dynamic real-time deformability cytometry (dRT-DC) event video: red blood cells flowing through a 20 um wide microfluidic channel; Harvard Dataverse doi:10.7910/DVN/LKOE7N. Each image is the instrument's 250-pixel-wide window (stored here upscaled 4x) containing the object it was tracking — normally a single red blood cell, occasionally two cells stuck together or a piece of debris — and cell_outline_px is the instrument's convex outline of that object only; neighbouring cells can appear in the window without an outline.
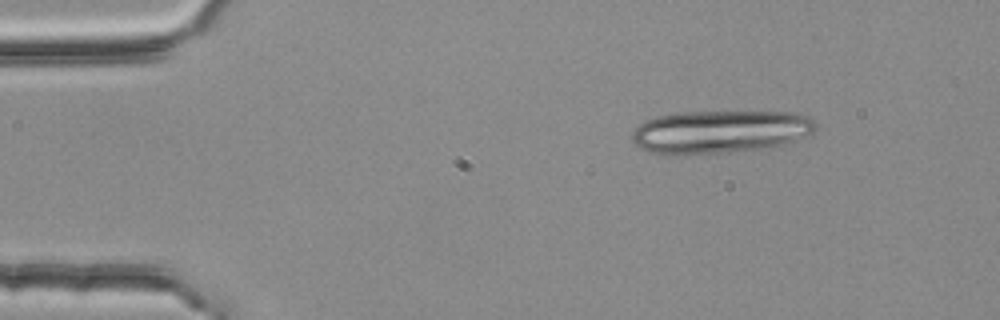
{"species": "common noctule bat (a hibernating species)", "species_latin": "Nyctalus noctula", "temperature_condition": "room temperature", "stored_images_in_passage": 3, "segment_of_instrument_passage": [1, 2], "camera_frame_rate_fps": 3000, "um_per_image_px": 0.085, "animal": {"sex": "female", "body_mass_g": 25.1}, "frame": {"image": 1, "passage_image": 1, "time_ms": 0.0, "image_size_px": [1000, 320], "cell_outline_px": [[816, 128], [812, 132], [804, 136], [780, 144], [760, 148], [728, 152], [684, 156], [648, 152], [640, 148], [632, 140], [632, 132], [644, 120], [656, 116], [676, 112], [796, 112], [812, 116], [816, 124]], "centroid_in_image_um": [61.15, 11.19], "position_along_channel_um": 23.9, "area_um2": 46.18}}